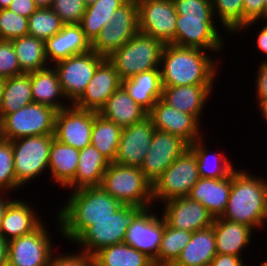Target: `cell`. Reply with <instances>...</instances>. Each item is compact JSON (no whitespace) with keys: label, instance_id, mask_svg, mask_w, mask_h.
<instances>
[{"label":"cell","instance_id":"7402d4cb","mask_svg":"<svg viewBox=\"0 0 267 266\" xmlns=\"http://www.w3.org/2000/svg\"><path fill=\"white\" fill-rule=\"evenodd\" d=\"M46 58L50 65L71 56L92 50L80 24H64L54 36L44 41Z\"/></svg>","mask_w":267,"mask_h":266},{"label":"cell","instance_id":"ee69618b","mask_svg":"<svg viewBox=\"0 0 267 266\" xmlns=\"http://www.w3.org/2000/svg\"><path fill=\"white\" fill-rule=\"evenodd\" d=\"M51 9L64 24H79L85 13L84 0H53Z\"/></svg>","mask_w":267,"mask_h":266},{"label":"cell","instance_id":"1f68e13d","mask_svg":"<svg viewBox=\"0 0 267 266\" xmlns=\"http://www.w3.org/2000/svg\"><path fill=\"white\" fill-rule=\"evenodd\" d=\"M99 114L124 128L139 122L148 113L129 96L121 85L107 100Z\"/></svg>","mask_w":267,"mask_h":266},{"label":"cell","instance_id":"4316f807","mask_svg":"<svg viewBox=\"0 0 267 266\" xmlns=\"http://www.w3.org/2000/svg\"><path fill=\"white\" fill-rule=\"evenodd\" d=\"M30 83L33 102L51 106L57 111L72 105L65 96L57 71L52 65L30 72ZM62 98L67 101L64 103Z\"/></svg>","mask_w":267,"mask_h":266},{"label":"cell","instance_id":"603a6c76","mask_svg":"<svg viewBox=\"0 0 267 266\" xmlns=\"http://www.w3.org/2000/svg\"><path fill=\"white\" fill-rule=\"evenodd\" d=\"M215 85L162 86L161 99L181 112L193 115L199 122L207 99ZM202 114V115H201Z\"/></svg>","mask_w":267,"mask_h":266},{"label":"cell","instance_id":"9c48e42d","mask_svg":"<svg viewBox=\"0 0 267 266\" xmlns=\"http://www.w3.org/2000/svg\"><path fill=\"white\" fill-rule=\"evenodd\" d=\"M53 138L54 135H38L11 141L15 178L20 187L47 172Z\"/></svg>","mask_w":267,"mask_h":266},{"label":"cell","instance_id":"2e32d148","mask_svg":"<svg viewBox=\"0 0 267 266\" xmlns=\"http://www.w3.org/2000/svg\"><path fill=\"white\" fill-rule=\"evenodd\" d=\"M152 208L140 209L130 220L124 243L146 254L153 261L157 258L165 228V219Z\"/></svg>","mask_w":267,"mask_h":266},{"label":"cell","instance_id":"ba28073f","mask_svg":"<svg viewBox=\"0 0 267 266\" xmlns=\"http://www.w3.org/2000/svg\"><path fill=\"white\" fill-rule=\"evenodd\" d=\"M139 210L132 205H122L110 217L92 222L73 243L91 255L104 247L124 243L130 220Z\"/></svg>","mask_w":267,"mask_h":266},{"label":"cell","instance_id":"60d3db41","mask_svg":"<svg viewBox=\"0 0 267 266\" xmlns=\"http://www.w3.org/2000/svg\"><path fill=\"white\" fill-rule=\"evenodd\" d=\"M211 4L223 31L238 34L243 27V0H211Z\"/></svg>","mask_w":267,"mask_h":266},{"label":"cell","instance_id":"ab89813d","mask_svg":"<svg viewBox=\"0 0 267 266\" xmlns=\"http://www.w3.org/2000/svg\"><path fill=\"white\" fill-rule=\"evenodd\" d=\"M64 23L51 8H38L28 18V35L45 41L56 35Z\"/></svg>","mask_w":267,"mask_h":266},{"label":"cell","instance_id":"681fc988","mask_svg":"<svg viewBox=\"0 0 267 266\" xmlns=\"http://www.w3.org/2000/svg\"><path fill=\"white\" fill-rule=\"evenodd\" d=\"M39 7L34 0H13L8 7L10 11L29 18Z\"/></svg>","mask_w":267,"mask_h":266},{"label":"cell","instance_id":"4dcf8cb0","mask_svg":"<svg viewBox=\"0 0 267 266\" xmlns=\"http://www.w3.org/2000/svg\"><path fill=\"white\" fill-rule=\"evenodd\" d=\"M213 227L193 232L186 247L171 266H210L216 256Z\"/></svg>","mask_w":267,"mask_h":266},{"label":"cell","instance_id":"91938a15","mask_svg":"<svg viewBox=\"0 0 267 266\" xmlns=\"http://www.w3.org/2000/svg\"><path fill=\"white\" fill-rule=\"evenodd\" d=\"M96 1H98V0H84V3L86 5V7H87V6H90V5L94 4Z\"/></svg>","mask_w":267,"mask_h":266},{"label":"cell","instance_id":"f6af8a7d","mask_svg":"<svg viewBox=\"0 0 267 266\" xmlns=\"http://www.w3.org/2000/svg\"><path fill=\"white\" fill-rule=\"evenodd\" d=\"M23 74L12 40L0 39V78L7 79Z\"/></svg>","mask_w":267,"mask_h":266},{"label":"cell","instance_id":"f546056e","mask_svg":"<svg viewBox=\"0 0 267 266\" xmlns=\"http://www.w3.org/2000/svg\"><path fill=\"white\" fill-rule=\"evenodd\" d=\"M80 150L53 138L49 150L48 169L59 187L66 188L75 178Z\"/></svg>","mask_w":267,"mask_h":266},{"label":"cell","instance_id":"4fadbf2b","mask_svg":"<svg viewBox=\"0 0 267 266\" xmlns=\"http://www.w3.org/2000/svg\"><path fill=\"white\" fill-rule=\"evenodd\" d=\"M139 31L175 45L177 12L172 0H138Z\"/></svg>","mask_w":267,"mask_h":266},{"label":"cell","instance_id":"8d00e7d4","mask_svg":"<svg viewBox=\"0 0 267 266\" xmlns=\"http://www.w3.org/2000/svg\"><path fill=\"white\" fill-rule=\"evenodd\" d=\"M128 0H98L87 6L81 22L79 23L86 38L92 43L113 18L116 9Z\"/></svg>","mask_w":267,"mask_h":266},{"label":"cell","instance_id":"6f0895ef","mask_svg":"<svg viewBox=\"0 0 267 266\" xmlns=\"http://www.w3.org/2000/svg\"><path fill=\"white\" fill-rule=\"evenodd\" d=\"M13 0H0V9H6L10 6Z\"/></svg>","mask_w":267,"mask_h":266},{"label":"cell","instance_id":"7dc6e473","mask_svg":"<svg viewBox=\"0 0 267 266\" xmlns=\"http://www.w3.org/2000/svg\"><path fill=\"white\" fill-rule=\"evenodd\" d=\"M265 20L264 0H243V27L239 31H245L258 21Z\"/></svg>","mask_w":267,"mask_h":266},{"label":"cell","instance_id":"db71d44e","mask_svg":"<svg viewBox=\"0 0 267 266\" xmlns=\"http://www.w3.org/2000/svg\"><path fill=\"white\" fill-rule=\"evenodd\" d=\"M8 263V242L0 236V266Z\"/></svg>","mask_w":267,"mask_h":266},{"label":"cell","instance_id":"d6a6232c","mask_svg":"<svg viewBox=\"0 0 267 266\" xmlns=\"http://www.w3.org/2000/svg\"><path fill=\"white\" fill-rule=\"evenodd\" d=\"M203 138L196 140L189 145V149L195 154L198 165V173L201 178H226L230 176L236 168L232 161L227 159V155L211 154Z\"/></svg>","mask_w":267,"mask_h":266},{"label":"cell","instance_id":"52a82bcc","mask_svg":"<svg viewBox=\"0 0 267 266\" xmlns=\"http://www.w3.org/2000/svg\"><path fill=\"white\" fill-rule=\"evenodd\" d=\"M56 112L51 106L32 102L0 120L1 138L14 141L23 137L54 135Z\"/></svg>","mask_w":267,"mask_h":266},{"label":"cell","instance_id":"b9f144b4","mask_svg":"<svg viewBox=\"0 0 267 266\" xmlns=\"http://www.w3.org/2000/svg\"><path fill=\"white\" fill-rule=\"evenodd\" d=\"M21 188L15 178L14 156L12 143L9 140L0 139V191L13 193Z\"/></svg>","mask_w":267,"mask_h":266},{"label":"cell","instance_id":"816d5d0a","mask_svg":"<svg viewBox=\"0 0 267 266\" xmlns=\"http://www.w3.org/2000/svg\"><path fill=\"white\" fill-rule=\"evenodd\" d=\"M257 38H256V46L257 50L260 52H263V54L267 55V22L265 25L261 27L259 30V33H257ZM265 61H267V57L265 56Z\"/></svg>","mask_w":267,"mask_h":266},{"label":"cell","instance_id":"44dd1931","mask_svg":"<svg viewBox=\"0 0 267 266\" xmlns=\"http://www.w3.org/2000/svg\"><path fill=\"white\" fill-rule=\"evenodd\" d=\"M122 85L113 64L105 58L97 67L82 96L73 104L88 111H99L111 95Z\"/></svg>","mask_w":267,"mask_h":266},{"label":"cell","instance_id":"836d02e7","mask_svg":"<svg viewBox=\"0 0 267 266\" xmlns=\"http://www.w3.org/2000/svg\"><path fill=\"white\" fill-rule=\"evenodd\" d=\"M94 266H155L153 260L126 243L100 249L93 255Z\"/></svg>","mask_w":267,"mask_h":266},{"label":"cell","instance_id":"6da1fadb","mask_svg":"<svg viewBox=\"0 0 267 266\" xmlns=\"http://www.w3.org/2000/svg\"><path fill=\"white\" fill-rule=\"evenodd\" d=\"M122 204L99 187H85L71 191L67 202L55 215V227L73 242L92 222L112 215Z\"/></svg>","mask_w":267,"mask_h":266},{"label":"cell","instance_id":"f5cc1de1","mask_svg":"<svg viewBox=\"0 0 267 266\" xmlns=\"http://www.w3.org/2000/svg\"><path fill=\"white\" fill-rule=\"evenodd\" d=\"M7 194H9V197L11 196L10 193L0 191V225L9 203L13 200V198L10 199Z\"/></svg>","mask_w":267,"mask_h":266},{"label":"cell","instance_id":"9f6ffc18","mask_svg":"<svg viewBox=\"0 0 267 266\" xmlns=\"http://www.w3.org/2000/svg\"><path fill=\"white\" fill-rule=\"evenodd\" d=\"M39 8H51L53 0H34Z\"/></svg>","mask_w":267,"mask_h":266},{"label":"cell","instance_id":"83f0119b","mask_svg":"<svg viewBox=\"0 0 267 266\" xmlns=\"http://www.w3.org/2000/svg\"><path fill=\"white\" fill-rule=\"evenodd\" d=\"M110 162L93 146L80 150L74 180L66 190L74 191L85 187H99Z\"/></svg>","mask_w":267,"mask_h":266},{"label":"cell","instance_id":"680465c9","mask_svg":"<svg viewBox=\"0 0 267 266\" xmlns=\"http://www.w3.org/2000/svg\"><path fill=\"white\" fill-rule=\"evenodd\" d=\"M3 90H4V79L0 78V109H1L2 98H3Z\"/></svg>","mask_w":267,"mask_h":266},{"label":"cell","instance_id":"f1b7e54d","mask_svg":"<svg viewBox=\"0 0 267 266\" xmlns=\"http://www.w3.org/2000/svg\"><path fill=\"white\" fill-rule=\"evenodd\" d=\"M122 86L147 113L162 97L160 69H151L122 80Z\"/></svg>","mask_w":267,"mask_h":266},{"label":"cell","instance_id":"7a4b0ae2","mask_svg":"<svg viewBox=\"0 0 267 266\" xmlns=\"http://www.w3.org/2000/svg\"><path fill=\"white\" fill-rule=\"evenodd\" d=\"M215 59L204 49L165 44L159 66L162 86L215 85L220 64Z\"/></svg>","mask_w":267,"mask_h":266},{"label":"cell","instance_id":"8fae6325","mask_svg":"<svg viewBox=\"0 0 267 266\" xmlns=\"http://www.w3.org/2000/svg\"><path fill=\"white\" fill-rule=\"evenodd\" d=\"M139 32V8L135 0H128L116 9L113 18L91 43L92 50L109 57Z\"/></svg>","mask_w":267,"mask_h":266},{"label":"cell","instance_id":"7c38bea8","mask_svg":"<svg viewBox=\"0 0 267 266\" xmlns=\"http://www.w3.org/2000/svg\"><path fill=\"white\" fill-rule=\"evenodd\" d=\"M104 59L105 57L90 50L53 65L63 92L71 104H74L82 96L98 65Z\"/></svg>","mask_w":267,"mask_h":266},{"label":"cell","instance_id":"f35d334b","mask_svg":"<svg viewBox=\"0 0 267 266\" xmlns=\"http://www.w3.org/2000/svg\"><path fill=\"white\" fill-rule=\"evenodd\" d=\"M193 232L176 229L165 221V228L160 242L155 266H171L179 257L181 251L189 243Z\"/></svg>","mask_w":267,"mask_h":266},{"label":"cell","instance_id":"ac0fdd59","mask_svg":"<svg viewBox=\"0 0 267 266\" xmlns=\"http://www.w3.org/2000/svg\"><path fill=\"white\" fill-rule=\"evenodd\" d=\"M155 128L147 115L139 122L122 129L115 163L141 168L149 151Z\"/></svg>","mask_w":267,"mask_h":266},{"label":"cell","instance_id":"e575fe53","mask_svg":"<svg viewBox=\"0 0 267 266\" xmlns=\"http://www.w3.org/2000/svg\"><path fill=\"white\" fill-rule=\"evenodd\" d=\"M122 127L94 112L91 134L93 145L110 163L115 162Z\"/></svg>","mask_w":267,"mask_h":266},{"label":"cell","instance_id":"94428289","mask_svg":"<svg viewBox=\"0 0 267 266\" xmlns=\"http://www.w3.org/2000/svg\"><path fill=\"white\" fill-rule=\"evenodd\" d=\"M265 2V21H267V0H264Z\"/></svg>","mask_w":267,"mask_h":266},{"label":"cell","instance_id":"277c9868","mask_svg":"<svg viewBox=\"0 0 267 266\" xmlns=\"http://www.w3.org/2000/svg\"><path fill=\"white\" fill-rule=\"evenodd\" d=\"M247 172L238 168L231 174L230 196L221 218L261 229L266 225L267 181Z\"/></svg>","mask_w":267,"mask_h":266},{"label":"cell","instance_id":"bcb514c9","mask_svg":"<svg viewBox=\"0 0 267 266\" xmlns=\"http://www.w3.org/2000/svg\"><path fill=\"white\" fill-rule=\"evenodd\" d=\"M52 253L48 266H94L93 255L81 250L79 252L64 253L56 255Z\"/></svg>","mask_w":267,"mask_h":266},{"label":"cell","instance_id":"d4e9b609","mask_svg":"<svg viewBox=\"0 0 267 266\" xmlns=\"http://www.w3.org/2000/svg\"><path fill=\"white\" fill-rule=\"evenodd\" d=\"M231 189V175L226 178H199L188 197L201 203L214 218L225 212Z\"/></svg>","mask_w":267,"mask_h":266},{"label":"cell","instance_id":"d590c367","mask_svg":"<svg viewBox=\"0 0 267 266\" xmlns=\"http://www.w3.org/2000/svg\"><path fill=\"white\" fill-rule=\"evenodd\" d=\"M33 102L30 73H23L4 79L3 98L0 109V120L9 113Z\"/></svg>","mask_w":267,"mask_h":266},{"label":"cell","instance_id":"5bb4252c","mask_svg":"<svg viewBox=\"0 0 267 266\" xmlns=\"http://www.w3.org/2000/svg\"><path fill=\"white\" fill-rule=\"evenodd\" d=\"M43 222L33 232L8 241L11 266H48L53 250L49 229Z\"/></svg>","mask_w":267,"mask_h":266},{"label":"cell","instance_id":"11a10c76","mask_svg":"<svg viewBox=\"0 0 267 266\" xmlns=\"http://www.w3.org/2000/svg\"><path fill=\"white\" fill-rule=\"evenodd\" d=\"M256 103L258 104L257 109L260 111L262 118L267 122V97L260 99Z\"/></svg>","mask_w":267,"mask_h":266},{"label":"cell","instance_id":"7bdbcfd3","mask_svg":"<svg viewBox=\"0 0 267 266\" xmlns=\"http://www.w3.org/2000/svg\"><path fill=\"white\" fill-rule=\"evenodd\" d=\"M28 35V18L10 11L0 9V39L12 40Z\"/></svg>","mask_w":267,"mask_h":266},{"label":"cell","instance_id":"d6986e66","mask_svg":"<svg viewBox=\"0 0 267 266\" xmlns=\"http://www.w3.org/2000/svg\"><path fill=\"white\" fill-rule=\"evenodd\" d=\"M155 130L179 136L189 145L204 138L200 123L193 115L181 112L166 104L161 98L147 114Z\"/></svg>","mask_w":267,"mask_h":266},{"label":"cell","instance_id":"ffe728a7","mask_svg":"<svg viewBox=\"0 0 267 266\" xmlns=\"http://www.w3.org/2000/svg\"><path fill=\"white\" fill-rule=\"evenodd\" d=\"M161 205H165L161 213L166 223L176 229L195 232L211 227L215 220L201 203L189 197L174 198Z\"/></svg>","mask_w":267,"mask_h":266},{"label":"cell","instance_id":"30bf717a","mask_svg":"<svg viewBox=\"0 0 267 266\" xmlns=\"http://www.w3.org/2000/svg\"><path fill=\"white\" fill-rule=\"evenodd\" d=\"M200 176L195 154L188 148L153 185L154 202L188 197Z\"/></svg>","mask_w":267,"mask_h":266},{"label":"cell","instance_id":"e0dca14e","mask_svg":"<svg viewBox=\"0 0 267 266\" xmlns=\"http://www.w3.org/2000/svg\"><path fill=\"white\" fill-rule=\"evenodd\" d=\"M94 111L73 104L56 112L54 138L78 150L91 144Z\"/></svg>","mask_w":267,"mask_h":266},{"label":"cell","instance_id":"3957f363","mask_svg":"<svg viewBox=\"0 0 267 266\" xmlns=\"http://www.w3.org/2000/svg\"><path fill=\"white\" fill-rule=\"evenodd\" d=\"M178 14L175 45L217 53L225 42L214 21L211 0H172ZM217 51V52H216Z\"/></svg>","mask_w":267,"mask_h":266},{"label":"cell","instance_id":"be15d7a7","mask_svg":"<svg viewBox=\"0 0 267 266\" xmlns=\"http://www.w3.org/2000/svg\"><path fill=\"white\" fill-rule=\"evenodd\" d=\"M2 266H11L9 263H6V264H4V265H2Z\"/></svg>","mask_w":267,"mask_h":266},{"label":"cell","instance_id":"cb8c5ba5","mask_svg":"<svg viewBox=\"0 0 267 266\" xmlns=\"http://www.w3.org/2000/svg\"><path fill=\"white\" fill-rule=\"evenodd\" d=\"M26 202L18 198L9 203L0 225V236L5 241L27 235L44 222Z\"/></svg>","mask_w":267,"mask_h":266},{"label":"cell","instance_id":"74e56055","mask_svg":"<svg viewBox=\"0 0 267 266\" xmlns=\"http://www.w3.org/2000/svg\"><path fill=\"white\" fill-rule=\"evenodd\" d=\"M12 43L23 73L38 71L50 66L43 40L26 35L12 39Z\"/></svg>","mask_w":267,"mask_h":266},{"label":"cell","instance_id":"f907efd6","mask_svg":"<svg viewBox=\"0 0 267 266\" xmlns=\"http://www.w3.org/2000/svg\"><path fill=\"white\" fill-rule=\"evenodd\" d=\"M242 257L229 254H216L210 266H246Z\"/></svg>","mask_w":267,"mask_h":266},{"label":"cell","instance_id":"5b68a950","mask_svg":"<svg viewBox=\"0 0 267 266\" xmlns=\"http://www.w3.org/2000/svg\"><path fill=\"white\" fill-rule=\"evenodd\" d=\"M100 187L122 205L139 209L153 207V186L144 177L140 168L110 163Z\"/></svg>","mask_w":267,"mask_h":266},{"label":"cell","instance_id":"484cf974","mask_svg":"<svg viewBox=\"0 0 267 266\" xmlns=\"http://www.w3.org/2000/svg\"><path fill=\"white\" fill-rule=\"evenodd\" d=\"M215 244L217 254H229L242 257V251L246 250L252 242L254 231L251 227L236 222L215 218L213 222Z\"/></svg>","mask_w":267,"mask_h":266},{"label":"cell","instance_id":"9a60e30c","mask_svg":"<svg viewBox=\"0 0 267 266\" xmlns=\"http://www.w3.org/2000/svg\"><path fill=\"white\" fill-rule=\"evenodd\" d=\"M189 148V144L179 136L154 130L149 151L140 168L144 177L152 184L164 171Z\"/></svg>","mask_w":267,"mask_h":266},{"label":"cell","instance_id":"c3c4849f","mask_svg":"<svg viewBox=\"0 0 267 266\" xmlns=\"http://www.w3.org/2000/svg\"><path fill=\"white\" fill-rule=\"evenodd\" d=\"M256 101L267 97V61H262L258 67L256 76Z\"/></svg>","mask_w":267,"mask_h":266},{"label":"cell","instance_id":"6125c7cd","mask_svg":"<svg viewBox=\"0 0 267 266\" xmlns=\"http://www.w3.org/2000/svg\"><path fill=\"white\" fill-rule=\"evenodd\" d=\"M260 266H267V259L265 261H261Z\"/></svg>","mask_w":267,"mask_h":266},{"label":"cell","instance_id":"8992f818","mask_svg":"<svg viewBox=\"0 0 267 266\" xmlns=\"http://www.w3.org/2000/svg\"><path fill=\"white\" fill-rule=\"evenodd\" d=\"M164 44L143 32L136 33L107 59L121 80L151 69H159Z\"/></svg>","mask_w":267,"mask_h":266}]
</instances>
